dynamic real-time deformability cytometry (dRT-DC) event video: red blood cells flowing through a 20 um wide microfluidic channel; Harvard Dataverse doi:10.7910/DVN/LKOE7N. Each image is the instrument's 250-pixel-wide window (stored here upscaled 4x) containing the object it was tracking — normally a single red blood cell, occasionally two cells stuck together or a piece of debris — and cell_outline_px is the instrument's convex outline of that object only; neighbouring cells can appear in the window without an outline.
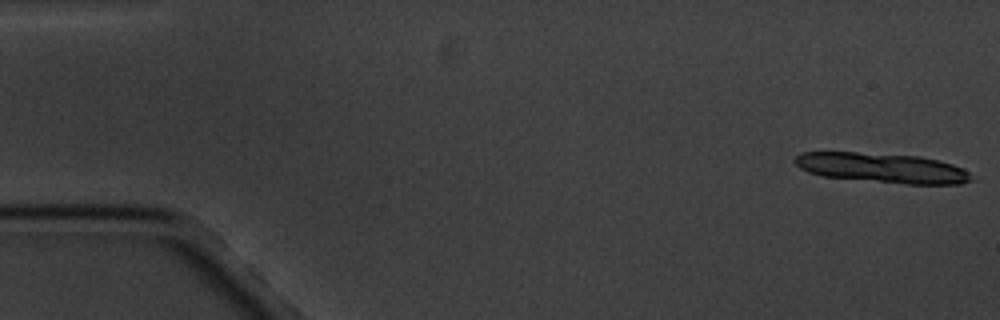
{"species": "common noctule bat (a hibernating species)", "species_latin": "Nyctalus noctula", "temperature_condition": "cold", "stored_images_in_passage": 6, "camera_frame_rate_fps": 3000, "um_per_image_px": 0.085, "animal": {"sex": "male", "body_mass_g": 20.1, "forearm_length_mm": 53.5}, "frame": {"image": 1, "passage_image": 1, "time_ms": 0.0, "image_size_px": [1000, 320], "cell_outline_px": [[976, 180], [960, 184], [908, 184], [824, 176], [808, 172], [800, 168], [792, 160], [800, 152], [856, 152], [920, 156], [940, 160], [964, 168]], "centroid_in_image_um": [75.03, 14.27], "position_along_channel_um": 10.0, "area_um2": 30.75}}
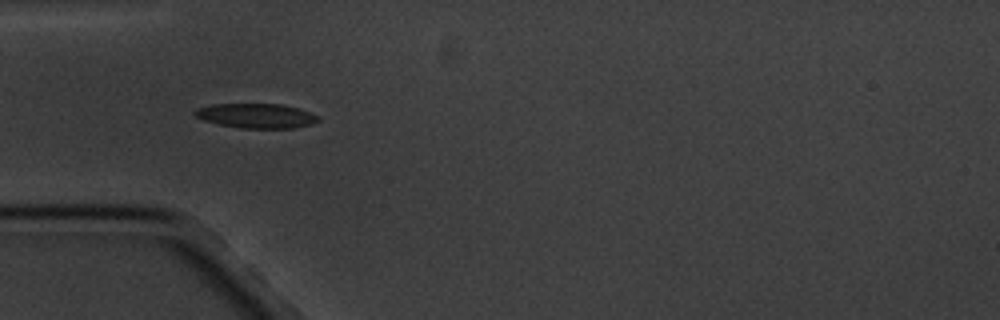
{"frame": {"image": 2, "passage_image": 5, "time_ms": 5.667, "image_size_px": [1000, 320], "cell_outline_px": [[320, 120], [312, 124], [296, 128], [240, 128], [220, 124], [204, 120], [196, 116], [192, 112], [196, 108], [212, 104], [280, 104], [300, 108], [312, 112], [320, 116]], "centroid_in_image_um": [21.84, 9.84], "position_along_channel_um": 63.2, "area_um2": 17.86}}
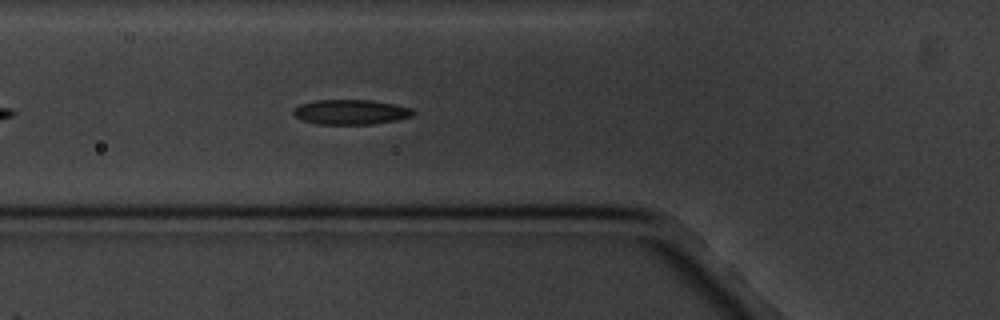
{"frame": {"image": 3, "passage_image": 6, "time_ms": 6.667, "image_size_px": [1000, 320], "cell_outline_px": [[416, 112], [412, 116], [396, 120], [372, 124], [316, 124], [304, 120], [296, 116], [292, 112], [300, 104], [316, 100], [372, 100], [412, 108]], "centroid_in_image_um": [29.84, 9.52], "position_along_channel_um": 96.0, "area_um2": 17.22}}